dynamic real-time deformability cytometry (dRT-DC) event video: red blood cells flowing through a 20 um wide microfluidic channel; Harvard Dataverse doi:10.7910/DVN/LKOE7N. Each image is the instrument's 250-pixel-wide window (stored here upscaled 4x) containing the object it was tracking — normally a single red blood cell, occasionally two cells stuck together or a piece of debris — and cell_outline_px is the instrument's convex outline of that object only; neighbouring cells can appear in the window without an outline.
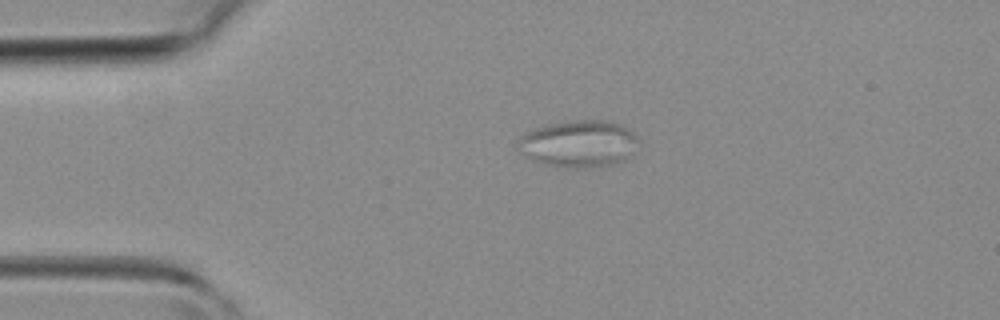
{"species": "common noctule bat (a hibernating species)", "species_latin": "Nyctalus noctula", "temperature_condition": "room temperature", "stored_images_in_passage": 40, "camera_frame_rate_fps": 3000, "um_per_image_px": 0.085, "animal": {"sex": "female", "body_mass_g": 19.3, "forearm_length_mm": 54.1}, "frame": {"image": 1, "passage_image": 6, "time_ms": 1.667, "image_size_px": [1000, 320], "cell_outline_px": [[640, 140], [624, 160], [612, 164], [548, 164], [532, 160], [520, 152], [516, 148], [516, 144], [520, 136], [524, 132], [548, 124], [564, 120], [608, 120], [620, 124], [636, 132]], "centroid_in_image_um": [49.17, 12.12], "position_along_channel_um": 35.8, "area_um2": 32.14}}
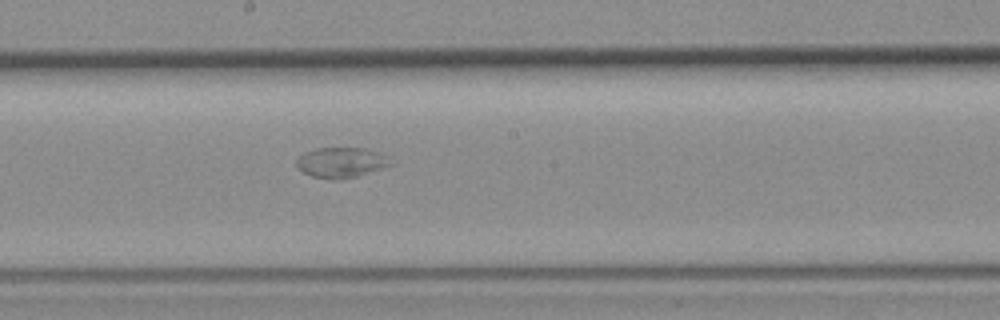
{"frame": {"image": 2, "passage_image": 20, "time_ms": 6.333, "image_size_px": [1000, 320], "cell_outline_px": [[396, 164], [384, 168], [356, 176], [336, 180], [332, 180], [312, 176], [296, 168], [296, 160], [300, 156], [316, 148], [364, 148], [380, 152]], "centroid_in_image_um": [29.03, 13.82], "position_along_channel_um": 219.2, "area_um2": 16.65}}
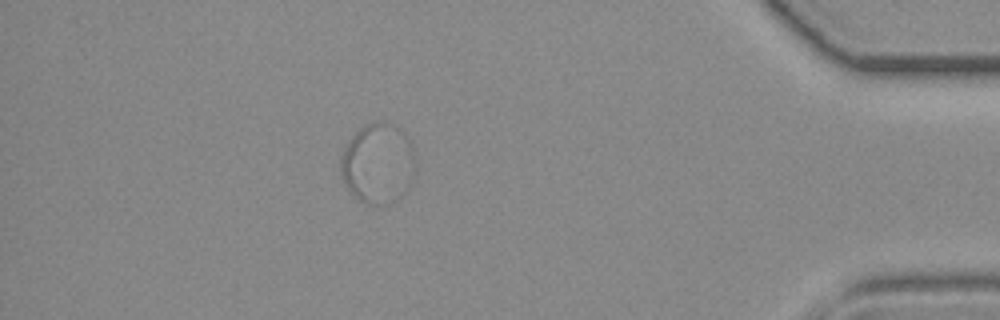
{"frame": {"image": 3, "passage_image": 35, "time_ms": 11.333, "image_size_px": [1000, 320], "cell_outline_px": [[412, 156], [380, 204], [364, 204], [344, 184], [340, 172], [340, 160], [344, 148], [352, 136], [360, 128], [376, 120], [380, 120], [396, 124], [404, 132], [412, 148]], "centroid_in_image_um": [31.84, 13.64], "position_along_channel_um": 403.4, "area_um2": 30.69}}